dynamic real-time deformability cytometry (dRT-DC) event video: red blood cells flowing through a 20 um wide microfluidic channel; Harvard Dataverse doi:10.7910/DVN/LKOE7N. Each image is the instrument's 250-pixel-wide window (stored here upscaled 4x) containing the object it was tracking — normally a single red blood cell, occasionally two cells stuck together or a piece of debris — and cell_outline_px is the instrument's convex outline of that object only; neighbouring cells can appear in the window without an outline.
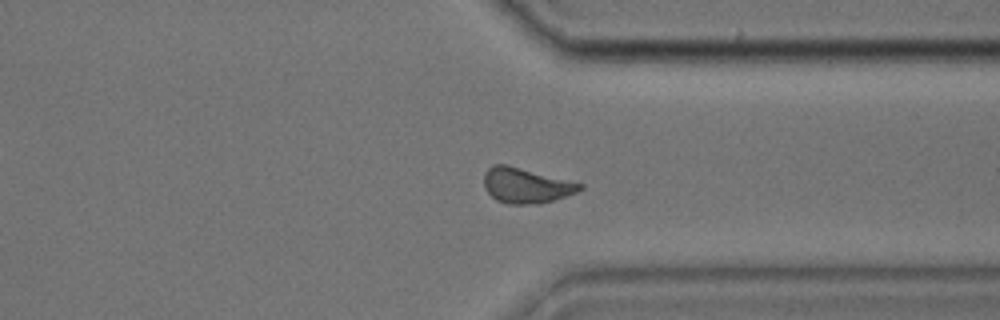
{"species": "common noctule bat (a hibernating species)", "species_latin": "Nyctalus noctula", "temperature_condition": "cold", "stored_images_in_passage": 43, "camera_frame_rate_fps": 3000, "um_per_image_px": 0.085, "animal": {"sex": "male", "body_mass_g": 17.9, "forearm_length_mm": 54.2}, "frame": {"image": 1, "passage_image": 31, "time_ms": 10.0, "image_size_px": [1000, 320], "cell_outline_px": [[584, 188], [576, 192], [552, 200], [536, 204], [508, 204], [496, 200], [484, 188], [484, 172], [492, 164], [508, 164], [584, 184]], "centroid_in_image_um": [44.68, 15.75], "position_along_channel_um": 366.7, "area_um2": 19.71}}